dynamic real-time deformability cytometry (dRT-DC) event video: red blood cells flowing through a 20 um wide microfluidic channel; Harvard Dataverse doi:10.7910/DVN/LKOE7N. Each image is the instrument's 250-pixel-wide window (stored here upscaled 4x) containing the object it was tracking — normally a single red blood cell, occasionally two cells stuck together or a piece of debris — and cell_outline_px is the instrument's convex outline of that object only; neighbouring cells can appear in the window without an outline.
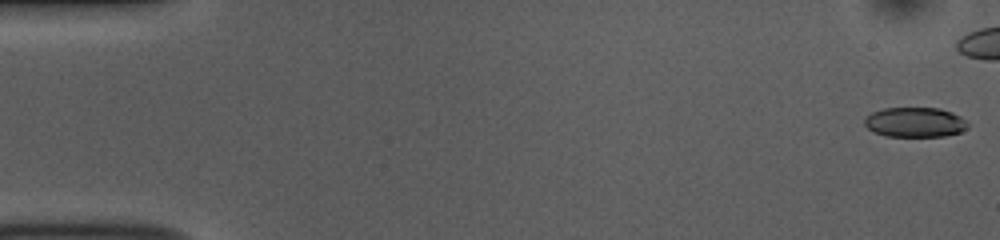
{"species": "common noctule bat (a hibernating species)", "species_latin": "Nyctalus noctula", "temperature_condition": "room temperature", "stored_images_in_passage": 42, "camera_frame_rate_fps": 3000, "um_per_image_px": 0.085, "animal": {"sex": "female", "body_mass_g": 10.0, "forearm_length_mm": 53.1}, "frame": {"image": 1, "passage_image": 1, "time_ms": 0.0, "image_size_px": [1000, 240], "cell_outline_px": [[968, 128], [960, 132], [944, 136], [888, 136], [872, 132], [864, 124], [864, 116], [872, 112], [884, 108], [940, 108], [952, 112], [960, 116], [968, 124]], "centroid_in_image_um": [77.75, 10.39], "position_along_channel_um": 7.3, "area_um2": 18.03}}
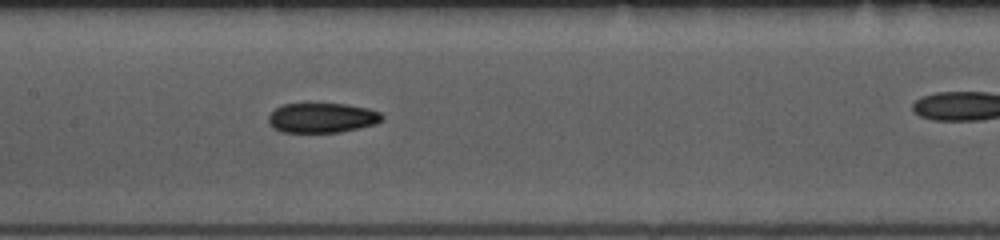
{"frame": {"image": 2, "passage_image": 25, "time_ms": 8.0, "image_size_px": [1000, 240], "cell_outline_px": [[384, 120], [376, 124], [340, 132], [280, 132], [272, 128], [268, 124], [268, 116], [276, 108], [284, 104], [344, 104], [368, 108], [380, 112], [384, 116]], "centroid_in_image_um": [27.38, 10.02], "position_along_channel_um": 180.0, "area_um2": 19.83}}
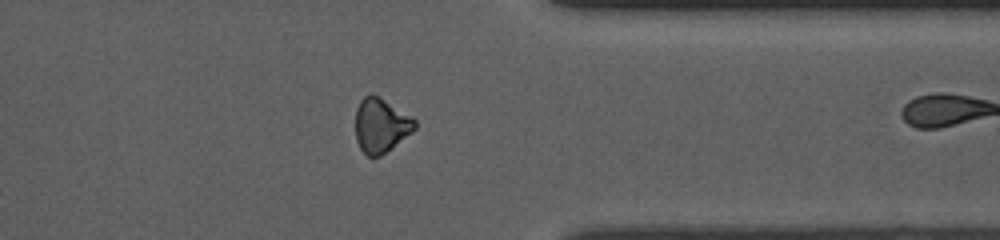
{"frame": {"image": 3, "passage_image": 41, "time_ms": 13.333, "image_size_px": [1000, 240], "cell_outline_px": [[416, 128], [412, 132], [380, 156], [372, 160], [360, 148], [356, 140], [356, 108], [360, 100], [364, 96], [372, 92], [380, 96], [416, 120]], "centroid_in_image_um": [32.35, 10.65], "position_along_channel_um": 379.0, "area_um2": 18.9}}